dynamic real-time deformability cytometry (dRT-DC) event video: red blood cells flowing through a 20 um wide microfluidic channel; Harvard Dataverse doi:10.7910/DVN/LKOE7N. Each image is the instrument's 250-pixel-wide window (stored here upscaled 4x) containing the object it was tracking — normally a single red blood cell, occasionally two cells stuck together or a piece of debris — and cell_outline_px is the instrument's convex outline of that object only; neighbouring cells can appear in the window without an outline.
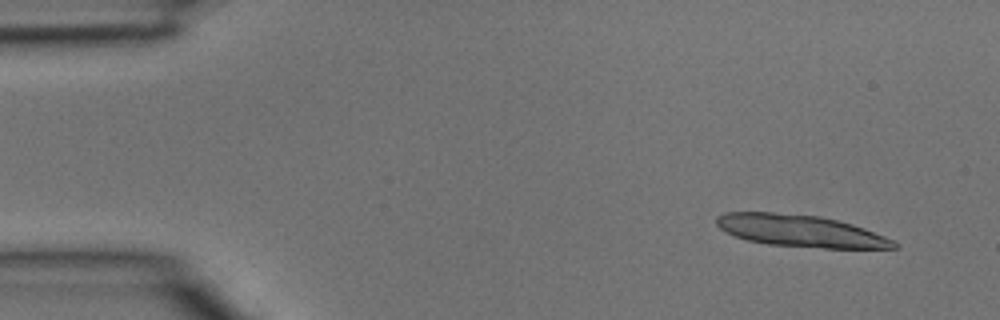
{"species": "common noctule bat (a hibernating species)", "species_latin": "Nyctalus noctula", "temperature_condition": "room temperature", "stored_images_in_passage": 4, "camera_frame_rate_fps": 3000, "um_per_image_px": 0.085, "animal": {"sex": "male", "body_mass_g": 15.6}, "frame": {"image": 1, "passage_image": 1, "time_ms": 0.0, "image_size_px": [1000, 320], "cell_outline_px": [[900, 244], [896, 248], [824, 248], [768, 244], [748, 240], [736, 236], [720, 228], [716, 224], [716, 216], [724, 212], [772, 212], [820, 216], [852, 224], [864, 228], [896, 240]], "centroid_in_image_um": [68.07, 19.62], "position_along_channel_um": 16.9, "area_um2": 32.95}}
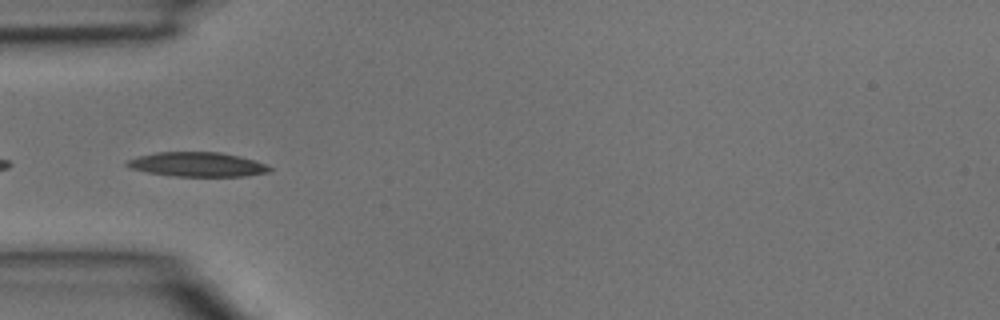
{"frame": {"image": 2, "passage_image": 3, "time_ms": 0.667, "image_size_px": [1000, 320], "cell_outline_px": [[272, 168], [268, 172], [244, 176], [176, 176], [148, 172], [128, 168], [124, 164], [128, 160], [140, 156], [156, 152], [220, 152], [240, 156], [256, 160]], "centroid_in_image_um": [16.77, 13.97], "position_along_channel_um": 68.2, "area_um2": 20.17}}
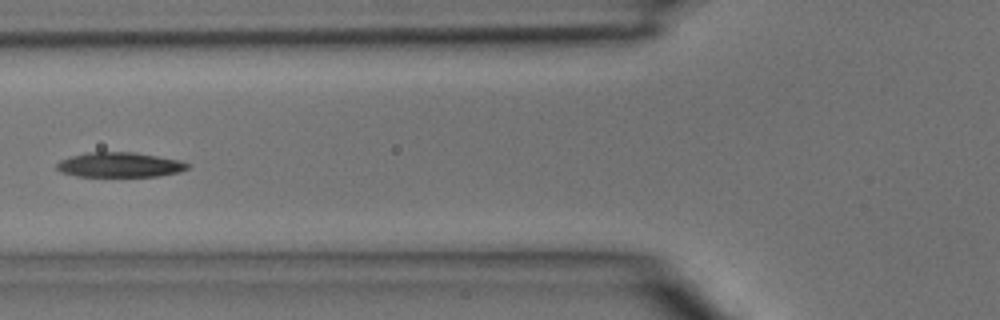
{"frame": {"image": 3, "passage_image": 4, "time_ms": 1.0, "image_size_px": [1000, 320], "cell_outline_px": [[192, 164], [188, 168], [180, 172], [160, 176], [76, 176], [60, 172], [56, 168], [56, 164], [60, 160], [72, 156], [88, 152], [132, 152], [180, 160]], "centroid_in_image_um": [10.19, 14.01], "position_along_channel_um": 115.6, "area_um2": 18.96}}